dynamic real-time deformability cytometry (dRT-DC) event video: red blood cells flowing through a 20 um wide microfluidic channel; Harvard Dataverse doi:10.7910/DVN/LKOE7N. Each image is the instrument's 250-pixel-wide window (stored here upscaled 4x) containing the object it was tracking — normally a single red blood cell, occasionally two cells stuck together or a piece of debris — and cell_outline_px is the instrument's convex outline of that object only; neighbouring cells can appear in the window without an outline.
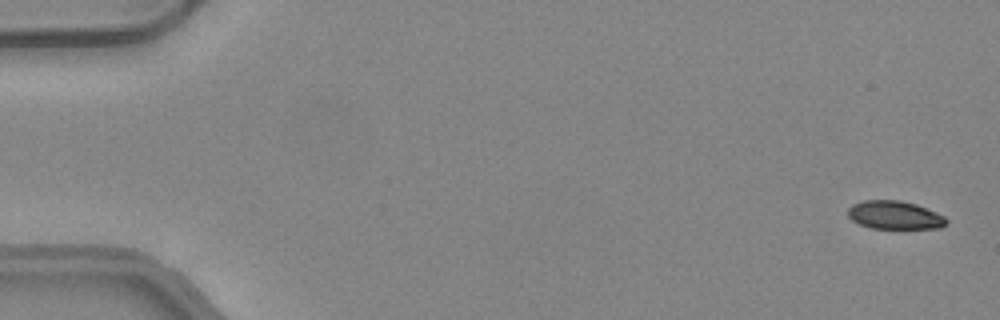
{"species": "common noctule bat (a hibernating species)", "species_latin": "Nyctalus noctula", "temperature_condition": "warm", "stored_images_in_passage": 50, "camera_frame_rate_fps": 3000, "um_per_image_px": 0.085, "animal": {"sex": "female", "body_mass_g": 24.6, "forearm_length_mm": 56.2}, "frame": {"image": 1, "passage_image": 2, "time_ms": 0.333, "image_size_px": [1000, 320], "cell_outline_px": [[948, 224], [940, 228], [872, 228], [860, 224], [852, 220], [848, 216], [848, 208], [852, 204], [864, 200], [900, 200], [916, 204], [944, 216], [948, 220]], "centroid_in_image_um": [76.05, 18.28], "position_along_channel_um": 9.0, "area_um2": 16.18}}
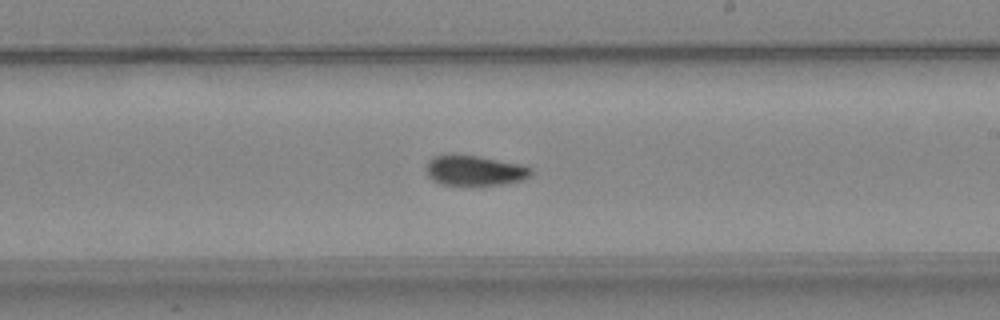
{"frame": {"image": 2, "passage_image": 30, "time_ms": 9.667, "image_size_px": [1000, 320], "cell_outline_px": [[532, 172], [524, 180], [504, 184], [440, 184], [432, 180], [428, 176], [428, 160], [432, 156], [480, 156], [520, 164], [532, 168]], "centroid_in_image_um": [40.39, 14.5], "position_along_channel_um": 248.6, "area_um2": 17.92}}
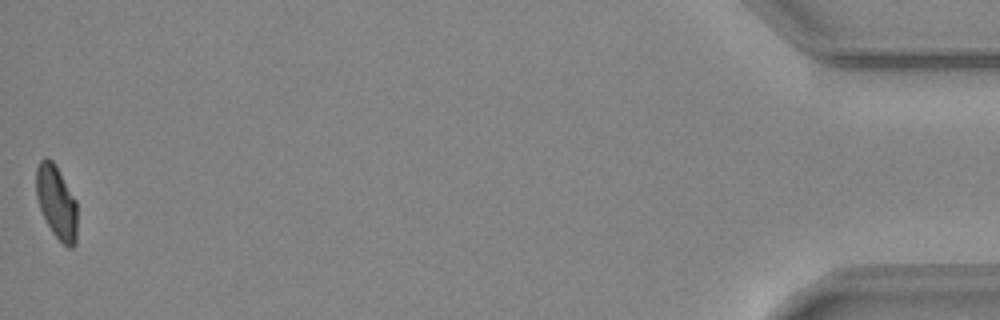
{"frame": {"image": 3, "passage_image": 50, "time_ms": 16.333, "image_size_px": [1000, 320], "cell_outline_px": [[76, 244], [72, 248], [68, 248], [52, 232], [40, 208], [36, 196], [36, 168], [40, 160], [44, 156], [52, 160], [76, 200]], "centroid_in_image_um": [4.79, 17.18], "position_along_channel_um": 430.4, "area_um2": 17.28}, "authors_computed_cell_mechanics": {"area_um2": 18.3226, "velocity_mm_per_s": 4.191, "shape_relaxation_time_tau1_ms": 6.4377, "shape_relaxation_time_tau2_ms": 3.7361, "deformation_change_tau1": 0.1646, "deformation_change_tau2": 0.0751}}